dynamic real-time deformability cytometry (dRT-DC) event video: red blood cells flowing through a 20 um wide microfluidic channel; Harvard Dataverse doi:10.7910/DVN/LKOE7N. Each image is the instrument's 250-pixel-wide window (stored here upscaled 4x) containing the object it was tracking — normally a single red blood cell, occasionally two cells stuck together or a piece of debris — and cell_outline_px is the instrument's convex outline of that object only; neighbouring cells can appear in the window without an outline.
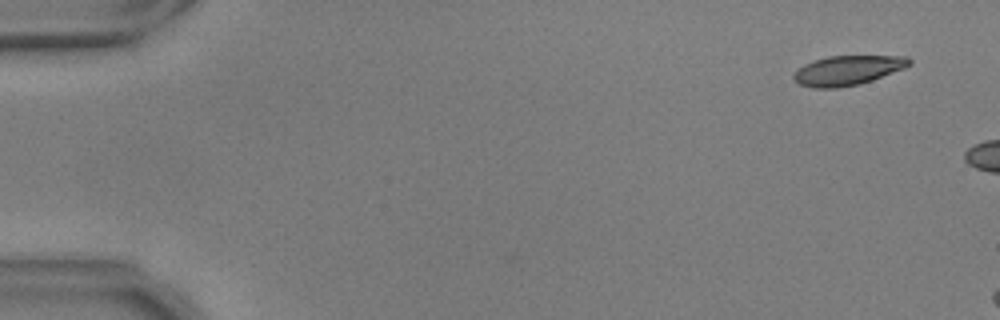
{"species": "common noctule bat (a hibernating species)", "species_latin": "Nyctalus noctula", "temperature_condition": "warm", "stored_images_in_passage": 5, "camera_frame_rate_fps": 3000, "um_per_image_px": 0.085, "animal": {"sex": "male", "body_mass_g": 17.9, "forearm_length_mm": 54.2}, "frame": {"image": 1, "passage_image": 1, "time_ms": 0.0, "image_size_px": [1000, 320], "cell_outline_px": [[912, 64], [904, 68], [872, 80], [860, 84], [836, 88], [816, 88], [800, 84], [792, 76], [804, 64], [828, 56], [908, 56], [912, 60]], "centroid_in_image_um": [72.1, 5.97], "position_along_channel_um": 12.9, "area_um2": 19.71}}